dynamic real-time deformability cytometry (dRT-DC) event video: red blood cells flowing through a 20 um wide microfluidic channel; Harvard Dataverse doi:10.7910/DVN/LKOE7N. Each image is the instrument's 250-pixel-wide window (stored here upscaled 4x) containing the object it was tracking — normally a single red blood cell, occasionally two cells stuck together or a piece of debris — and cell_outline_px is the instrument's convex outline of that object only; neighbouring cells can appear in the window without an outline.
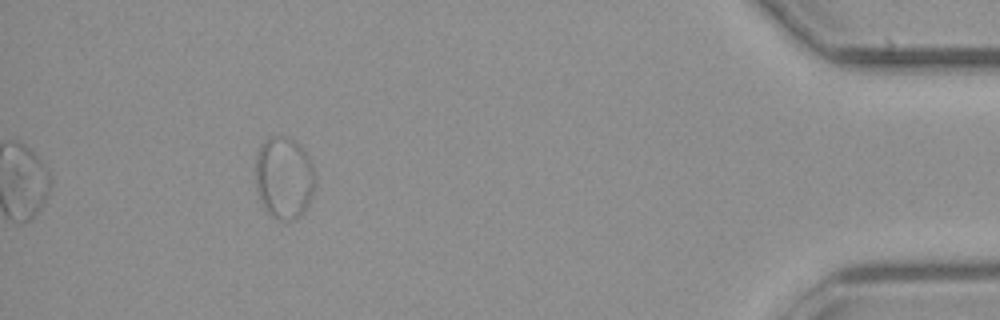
{"species": "common noctule bat (a hibernating species)", "species_latin": "Nyctalus noctula", "temperature_condition": "cold", "stored_images_in_passage": 38, "segment_of_instrument_passage": [2, 2], "camera_frame_rate_fps": 3000, "um_per_image_px": 0.085, "animal": {"sex": "male", "body_mass_g": 23.1, "forearm_length_mm": 52.7}, "frame": {"image": 1, "passage_image": 38, "time_ms": 12.333, "image_size_px": [1000, 320], "cell_outline_px": [[316, 180], [308, 204], [300, 216], [292, 220], [280, 220], [272, 216], [268, 212], [260, 200], [256, 192], [256, 156], [260, 144], [264, 140], [272, 136], [284, 136], [300, 144], [308, 156], [312, 164]], "centroid_in_image_um": [24.13, 15.09], "position_along_channel_um": 411.1, "area_um2": 28.61}}